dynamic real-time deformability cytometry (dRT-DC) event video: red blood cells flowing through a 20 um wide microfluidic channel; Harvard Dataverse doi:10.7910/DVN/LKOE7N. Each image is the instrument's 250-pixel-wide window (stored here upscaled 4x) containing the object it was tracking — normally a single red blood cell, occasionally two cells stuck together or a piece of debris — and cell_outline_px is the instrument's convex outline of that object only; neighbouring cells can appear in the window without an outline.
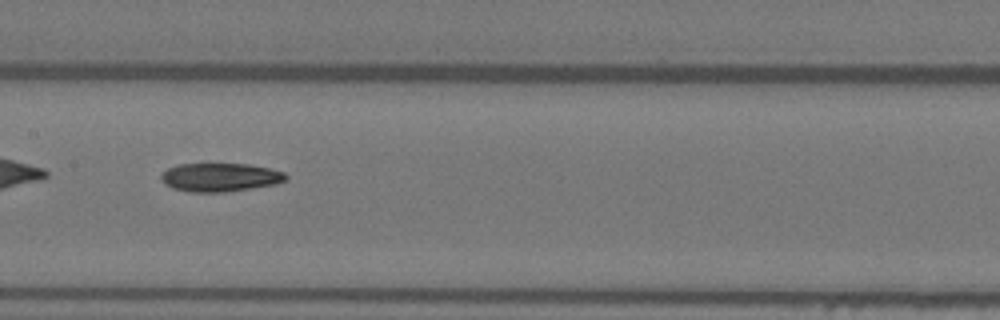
{"species": "Egyptian fruit bat (a non-hibernating species)", "species_latin": "Rousettus aegyptiacus", "temperature_condition": "warm", "stored_images_in_passage": 33, "camera_frame_rate_fps": 3000, "um_per_image_px": 0.085, "animal": {"sex": "female"}, "frame": {"image": 1, "passage_image": 10, "time_ms": 3.0, "image_size_px": [1000, 320], "cell_outline_px": [[288, 176], [284, 180], [276, 184], [224, 192], [192, 192], [172, 188], [164, 184], [160, 176], [168, 168], [176, 164], [248, 164], [268, 168], [284, 172]], "centroid_in_image_um": [18.68, 15.07], "position_along_channel_um": 188.7, "area_um2": 20.58}}